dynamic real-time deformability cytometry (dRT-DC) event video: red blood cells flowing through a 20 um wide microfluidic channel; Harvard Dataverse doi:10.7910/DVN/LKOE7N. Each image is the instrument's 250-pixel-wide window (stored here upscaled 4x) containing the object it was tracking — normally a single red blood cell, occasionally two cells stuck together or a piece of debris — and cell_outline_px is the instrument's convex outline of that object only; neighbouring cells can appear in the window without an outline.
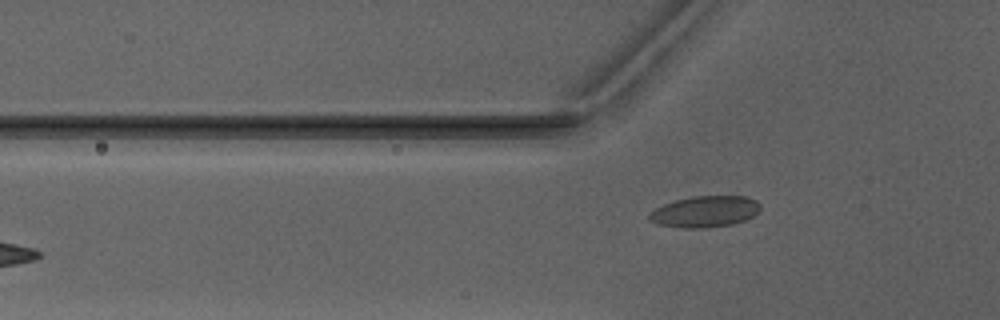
{"species": "Egyptian fruit bat (a non-hibernating species)", "species_latin": "Rousettus aegyptiacus", "temperature_condition": "warm", "stored_images_in_passage": 6, "camera_frame_rate_fps": 3000, "um_per_image_px": 0.085, "animal": {"sex": "male"}, "frame": {"image": 1, "passage_image": 5, "time_ms": 5.333, "image_size_px": [1000, 320], "cell_outline_px": [[760, 208], [752, 216], [744, 220], [732, 224], [704, 228], [684, 228], [660, 224], [652, 220], [648, 216], [656, 208], [664, 204], [676, 200], [692, 196], [748, 196], [756, 200], [760, 204]], "centroid_in_image_um": [59.96, 17.97], "position_along_channel_um": 65.8, "area_um2": 19.94}}
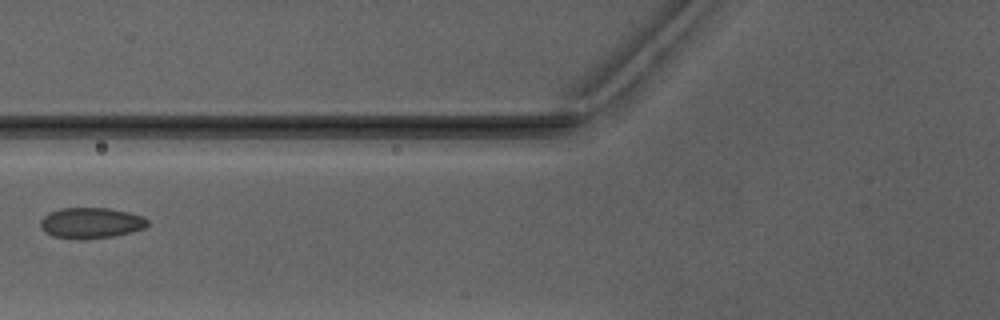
{"frame": {"image": 2, "passage_image": 6, "time_ms": 6.667, "image_size_px": [1000, 320], "cell_outline_px": [[148, 224], [144, 228], [132, 232], [112, 236], [52, 236], [44, 232], [40, 228], [40, 220], [48, 212], [60, 208], [108, 208], [128, 212], [144, 216], [148, 220]], "centroid_in_image_um": [7.74, 18.89], "position_along_channel_um": 118.1, "area_um2": 18.55}}